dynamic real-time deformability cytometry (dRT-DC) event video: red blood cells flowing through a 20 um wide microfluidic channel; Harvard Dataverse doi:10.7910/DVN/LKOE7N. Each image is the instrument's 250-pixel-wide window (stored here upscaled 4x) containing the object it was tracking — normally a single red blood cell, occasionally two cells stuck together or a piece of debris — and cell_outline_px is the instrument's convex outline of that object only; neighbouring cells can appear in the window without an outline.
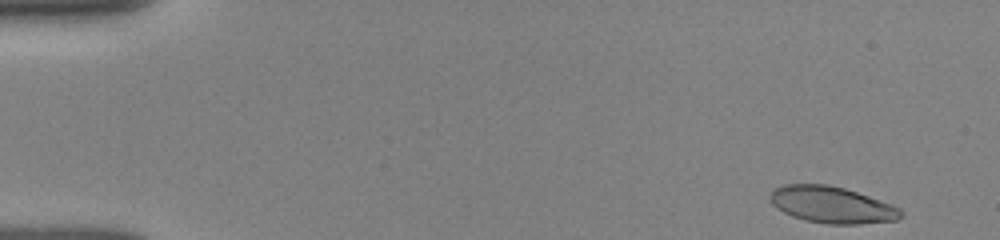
{"species": "human", "species_latin": "Homo sapiens", "temperature_condition": "room temperature", "stored_images_in_passage": 50, "segment_of_instrument_passage": [1, 2], "camera_frame_rate_fps": 3000, "um_per_image_px": 0.085, "donor": {"sex": "female"}, "frame": {"image": 1, "passage_image": 1, "time_ms": 0.0, "image_size_px": [1000, 240], "cell_outline_px": [[904, 216], [896, 220], [860, 224], [828, 224], [804, 220], [792, 216], [776, 208], [772, 204], [768, 196], [772, 188], [784, 184], [828, 184], [844, 188], [892, 204], [900, 208], [904, 212]], "centroid_in_image_um": [70.69, 17.4], "position_along_channel_um": 14.3, "area_um2": 28.15}}
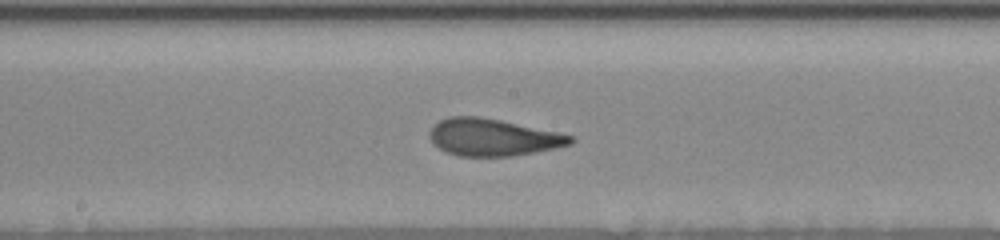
{"frame": {"image": 2, "passage_image": 25, "time_ms": 8.0, "image_size_px": [1000, 240], "cell_outline_px": [[576, 140], [572, 144], [512, 156], [460, 156], [444, 152], [428, 136], [432, 128], [440, 120], [448, 116], [480, 116], [500, 120], [556, 132], [572, 136]], "centroid_in_image_um": [41.87, 11.67], "position_along_channel_um": 206.3, "area_um2": 30.06}}
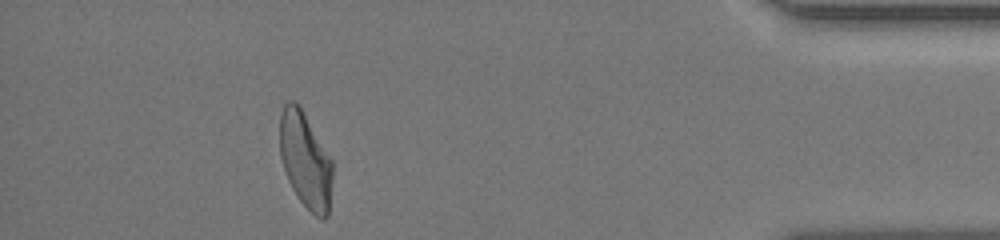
{"frame": {"image": 3, "passage_image": 44, "time_ms": 14.333, "image_size_px": [1000, 240], "cell_outline_px": [[332, 176], [328, 216], [324, 220], [320, 220], [300, 200], [292, 188], [288, 180], [280, 156], [280, 112], [284, 104], [288, 100], [292, 100], [300, 108], [332, 160]], "centroid_in_image_um": [25.95, 13.64], "position_along_channel_um": 409.3, "area_um2": 28.96}}